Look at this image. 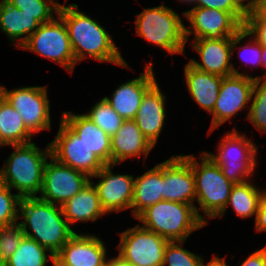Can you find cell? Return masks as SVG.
Listing matches in <instances>:
<instances>
[{"instance_id":"cell-1","label":"cell","mask_w":266,"mask_h":266,"mask_svg":"<svg viewBox=\"0 0 266 266\" xmlns=\"http://www.w3.org/2000/svg\"><path fill=\"white\" fill-rule=\"evenodd\" d=\"M60 4L58 15L67 26L70 44L76 64L91 57L95 61L112 63L126 69L129 65L116 47L111 34L101 24L85 12L79 11L77 4Z\"/></svg>"},{"instance_id":"cell-2","label":"cell","mask_w":266,"mask_h":266,"mask_svg":"<svg viewBox=\"0 0 266 266\" xmlns=\"http://www.w3.org/2000/svg\"><path fill=\"white\" fill-rule=\"evenodd\" d=\"M18 218L23 219L18 224L24 235L53 256L76 233L68 224L60 205L43 201L38 196L21 197Z\"/></svg>"},{"instance_id":"cell-3","label":"cell","mask_w":266,"mask_h":266,"mask_svg":"<svg viewBox=\"0 0 266 266\" xmlns=\"http://www.w3.org/2000/svg\"><path fill=\"white\" fill-rule=\"evenodd\" d=\"M10 146L15 150L0 169V180L16 189L20 197L37 196L42 187L44 167L51 157L49 143L44 150L34 142Z\"/></svg>"},{"instance_id":"cell-4","label":"cell","mask_w":266,"mask_h":266,"mask_svg":"<svg viewBox=\"0 0 266 266\" xmlns=\"http://www.w3.org/2000/svg\"><path fill=\"white\" fill-rule=\"evenodd\" d=\"M136 219L143 223L141 227L169 241H186L191 233L206 225L193 205L169 200L147 207Z\"/></svg>"},{"instance_id":"cell-5","label":"cell","mask_w":266,"mask_h":266,"mask_svg":"<svg viewBox=\"0 0 266 266\" xmlns=\"http://www.w3.org/2000/svg\"><path fill=\"white\" fill-rule=\"evenodd\" d=\"M201 162L191 154V167L193 170L196 186L195 206L197 216L207 225L208 221L200 214L201 212L209 218L217 216L226 208L233 183L230 182L205 151L200 153Z\"/></svg>"},{"instance_id":"cell-6","label":"cell","mask_w":266,"mask_h":266,"mask_svg":"<svg viewBox=\"0 0 266 266\" xmlns=\"http://www.w3.org/2000/svg\"><path fill=\"white\" fill-rule=\"evenodd\" d=\"M136 16L135 34L166 50L167 54H184L186 26L173 9L162 4L144 8Z\"/></svg>"},{"instance_id":"cell-7","label":"cell","mask_w":266,"mask_h":266,"mask_svg":"<svg viewBox=\"0 0 266 266\" xmlns=\"http://www.w3.org/2000/svg\"><path fill=\"white\" fill-rule=\"evenodd\" d=\"M217 154L205 152L219 165L223 175L233 184L251 180L257 164L258 146L246 134H240L236 127L225 133L218 142Z\"/></svg>"},{"instance_id":"cell-8","label":"cell","mask_w":266,"mask_h":266,"mask_svg":"<svg viewBox=\"0 0 266 266\" xmlns=\"http://www.w3.org/2000/svg\"><path fill=\"white\" fill-rule=\"evenodd\" d=\"M20 48L52 60L69 73L77 65L67 26L59 15L50 22L41 24Z\"/></svg>"},{"instance_id":"cell-9","label":"cell","mask_w":266,"mask_h":266,"mask_svg":"<svg viewBox=\"0 0 266 266\" xmlns=\"http://www.w3.org/2000/svg\"><path fill=\"white\" fill-rule=\"evenodd\" d=\"M0 92L18 111L26 128L32 133L51 129L50 102L47 86H27L7 90L0 85Z\"/></svg>"},{"instance_id":"cell-10","label":"cell","mask_w":266,"mask_h":266,"mask_svg":"<svg viewBox=\"0 0 266 266\" xmlns=\"http://www.w3.org/2000/svg\"><path fill=\"white\" fill-rule=\"evenodd\" d=\"M169 240L137 224L120 232L118 256L131 266H162Z\"/></svg>"},{"instance_id":"cell-11","label":"cell","mask_w":266,"mask_h":266,"mask_svg":"<svg viewBox=\"0 0 266 266\" xmlns=\"http://www.w3.org/2000/svg\"><path fill=\"white\" fill-rule=\"evenodd\" d=\"M57 162L87 174L96 175L105 164L61 119L58 133L49 143Z\"/></svg>"},{"instance_id":"cell-12","label":"cell","mask_w":266,"mask_h":266,"mask_svg":"<svg viewBox=\"0 0 266 266\" xmlns=\"http://www.w3.org/2000/svg\"><path fill=\"white\" fill-rule=\"evenodd\" d=\"M255 77L243 74L225 76L219 90L218 99L212 114L208 135L223 123L230 121L238 112L245 110L251 103Z\"/></svg>"},{"instance_id":"cell-13","label":"cell","mask_w":266,"mask_h":266,"mask_svg":"<svg viewBox=\"0 0 266 266\" xmlns=\"http://www.w3.org/2000/svg\"><path fill=\"white\" fill-rule=\"evenodd\" d=\"M183 16L190 27H185L186 42L191 34L195 36L192 40L233 37L244 27L232 13L214 8L192 7Z\"/></svg>"},{"instance_id":"cell-14","label":"cell","mask_w":266,"mask_h":266,"mask_svg":"<svg viewBox=\"0 0 266 266\" xmlns=\"http://www.w3.org/2000/svg\"><path fill=\"white\" fill-rule=\"evenodd\" d=\"M44 167V175L39 198L56 205H62L80 192L90 182V177L78 170L49 158Z\"/></svg>"},{"instance_id":"cell-15","label":"cell","mask_w":266,"mask_h":266,"mask_svg":"<svg viewBox=\"0 0 266 266\" xmlns=\"http://www.w3.org/2000/svg\"><path fill=\"white\" fill-rule=\"evenodd\" d=\"M163 200L195 205L196 186L191 154L176 155L163 161Z\"/></svg>"},{"instance_id":"cell-16","label":"cell","mask_w":266,"mask_h":266,"mask_svg":"<svg viewBox=\"0 0 266 266\" xmlns=\"http://www.w3.org/2000/svg\"><path fill=\"white\" fill-rule=\"evenodd\" d=\"M116 165L106 164L96 175L90 177L97 190L102 209L108 215L111 212H121L131 209L134 176L128 174H114L113 167ZM101 178L95 184L92 178Z\"/></svg>"},{"instance_id":"cell-17","label":"cell","mask_w":266,"mask_h":266,"mask_svg":"<svg viewBox=\"0 0 266 266\" xmlns=\"http://www.w3.org/2000/svg\"><path fill=\"white\" fill-rule=\"evenodd\" d=\"M106 250L97 235L75 233L55 255L53 266H104Z\"/></svg>"},{"instance_id":"cell-18","label":"cell","mask_w":266,"mask_h":266,"mask_svg":"<svg viewBox=\"0 0 266 266\" xmlns=\"http://www.w3.org/2000/svg\"><path fill=\"white\" fill-rule=\"evenodd\" d=\"M192 49L200 56L201 63L195 59L189 63L196 69L221 77L232 74L243 75L232 64V37L223 39H195ZM231 62V63H230Z\"/></svg>"},{"instance_id":"cell-19","label":"cell","mask_w":266,"mask_h":266,"mask_svg":"<svg viewBox=\"0 0 266 266\" xmlns=\"http://www.w3.org/2000/svg\"><path fill=\"white\" fill-rule=\"evenodd\" d=\"M144 69L145 71L138 78L122 83L110 97H104L124 120H134L143 96L156 82L153 63H147Z\"/></svg>"},{"instance_id":"cell-20","label":"cell","mask_w":266,"mask_h":266,"mask_svg":"<svg viewBox=\"0 0 266 266\" xmlns=\"http://www.w3.org/2000/svg\"><path fill=\"white\" fill-rule=\"evenodd\" d=\"M166 97L156 81L143 96L134 118L143 135L154 147L165 125Z\"/></svg>"},{"instance_id":"cell-21","label":"cell","mask_w":266,"mask_h":266,"mask_svg":"<svg viewBox=\"0 0 266 266\" xmlns=\"http://www.w3.org/2000/svg\"><path fill=\"white\" fill-rule=\"evenodd\" d=\"M154 146L143 135L134 120H125L111 137V164L118 165L126 159L146 158Z\"/></svg>"},{"instance_id":"cell-22","label":"cell","mask_w":266,"mask_h":266,"mask_svg":"<svg viewBox=\"0 0 266 266\" xmlns=\"http://www.w3.org/2000/svg\"><path fill=\"white\" fill-rule=\"evenodd\" d=\"M60 119L82 139L105 165L111 164V137L88 116L63 111Z\"/></svg>"},{"instance_id":"cell-23","label":"cell","mask_w":266,"mask_h":266,"mask_svg":"<svg viewBox=\"0 0 266 266\" xmlns=\"http://www.w3.org/2000/svg\"><path fill=\"white\" fill-rule=\"evenodd\" d=\"M184 77L193 100L210 114L218 99L223 77L200 71L189 62L184 66Z\"/></svg>"},{"instance_id":"cell-24","label":"cell","mask_w":266,"mask_h":266,"mask_svg":"<svg viewBox=\"0 0 266 266\" xmlns=\"http://www.w3.org/2000/svg\"><path fill=\"white\" fill-rule=\"evenodd\" d=\"M0 1V30L9 38L13 46L20 48L41 23L33 16L19 10L18 7L11 5L7 0Z\"/></svg>"},{"instance_id":"cell-25","label":"cell","mask_w":266,"mask_h":266,"mask_svg":"<svg viewBox=\"0 0 266 266\" xmlns=\"http://www.w3.org/2000/svg\"><path fill=\"white\" fill-rule=\"evenodd\" d=\"M163 162L134 179L131 203L132 215L136 218L147 207L163 200Z\"/></svg>"},{"instance_id":"cell-26","label":"cell","mask_w":266,"mask_h":266,"mask_svg":"<svg viewBox=\"0 0 266 266\" xmlns=\"http://www.w3.org/2000/svg\"><path fill=\"white\" fill-rule=\"evenodd\" d=\"M61 207L70 227L78 221L94 222L100 216L107 215L101 207L97 190L91 181Z\"/></svg>"},{"instance_id":"cell-27","label":"cell","mask_w":266,"mask_h":266,"mask_svg":"<svg viewBox=\"0 0 266 266\" xmlns=\"http://www.w3.org/2000/svg\"><path fill=\"white\" fill-rule=\"evenodd\" d=\"M32 136L18 111L2 97L0 99V147L32 142Z\"/></svg>"},{"instance_id":"cell-28","label":"cell","mask_w":266,"mask_h":266,"mask_svg":"<svg viewBox=\"0 0 266 266\" xmlns=\"http://www.w3.org/2000/svg\"><path fill=\"white\" fill-rule=\"evenodd\" d=\"M252 182L248 180L234 184L226 208L217 217H223L230 204L238 217L248 218L255 215L256 218L261 197L266 189H259Z\"/></svg>"},{"instance_id":"cell-29","label":"cell","mask_w":266,"mask_h":266,"mask_svg":"<svg viewBox=\"0 0 266 266\" xmlns=\"http://www.w3.org/2000/svg\"><path fill=\"white\" fill-rule=\"evenodd\" d=\"M54 257L36 241L24 236L15 253L5 261V266H46L48 260L54 264Z\"/></svg>"},{"instance_id":"cell-30","label":"cell","mask_w":266,"mask_h":266,"mask_svg":"<svg viewBox=\"0 0 266 266\" xmlns=\"http://www.w3.org/2000/svg\"><path fill=\"white\" fill-rule=\"evenodd\" d=\"M106 134L112 137L125 121L105 100L101 98L90 111L84 113Z\"/></svg>"},{"instance_id":"cell-31","label":"cell","mask_w":266,"mask_h":266,"mask_svg":"<svg viewBox=\"0 0 266 266\" xmlns=\"http://www.w3.org/2000/svg\"><path fill=\"white\" fill-rule=\"evenodd\" d=\"M248 109L247 119L261 133L266 132V79L255 76L251 104Z\"/></svg>"},{"instance_id":"cell-32","label":"cell","mask_w":266,"mask_h":266,"mask_svg":"<svg viewBox=\"0 0 266 266\" xmlns=\"http://www.w3.org/2000/svg\"><path fill=\"white\" fill-rule=\"evenodd\" d=\"M24 13L33 16L41 24L50 22L58 15L60 3L54 0H7ZM56 13V14H55Z\"/></svg>"},{"instance_id":"cell-33","label":"cell","mask_w":266,"mask_h":266,"mask_svg":"<svg viewBox=\"0 0 266 266\" xmlns=\"http://www.w3.org/2000/svg\"><path fill=\"white\" fill-rule=\"evenodd\" d=\"M185 241H169L165 251L162 266H200L203 256L184 249Z\"/></svg>"},{"instance_id":"cell-34","label":"cell","mask_w":266,"mask_h":266,"mask_svg":"<svg viewBox=\"0 0 266 266\" xmlns=\"http://www.w3.org/2000/svg\"><path fill=\"white\" fill-rule=\"evenodd\" d=\"M247 37L252 39H249V42H247L245 45L238 46L239 42ZM235 47H239L238 55L244 63H248L249 65L251 64V66L253 65L254 68L255 66L262 67V45L244 28L232 37V57Z\"/></svg>"},{"instance_id":"cell-35","label":"cell","mask_w":266,"mask_h":266,"mask_svg":"<svg viewBox=\"0 0 266 266\" xmlns=\"http://www.w3.org/2000/svg\"><path fill=\"white\" fill-rule=\"evenodd\" d=\"M0 180V227L18 223L21 197Z\"/></svg>"},{"instance_id":"cell-36","label":"cell","mask_w":266,"mask_h":266,"mask_svg":"<svg viewBox=\"0 0 266 266\" xmlns=\"http://www.w3.org/2000/svg\"><path fill=\"white\" fill-rule=\"evenodd\" d=\"M24 236L18 223L0 227V258L4 262L15 253Z\"/></svg>"},{"instance_id":"cell-37","label":"cell","mask_w":266,"mask_h":266,"mask_svg":"<svg viewBox=\"0 0 266 266\" xmlns=\"http://www.w3.org/2000/svg\"><path fill=\"white\" fill-rule=\"evenodd\" d=\"M193 7L214 8L232 13L243 25L248 8L240 0H195Z\"/></svg>"},{"instance_id":"cell-38","label":"cell","mask_w":266,"mask_h":266,"mask_svg":"<svg viewBox=\"0 0 266 266\" xmlns=\"http://www.w3.org/2000/svg\"><path fill=\"white\" fill-rule=\"evenodd\" d=\"M243 28L262 46H266V17L257 14L253 9H248Z\"/></svg>"},{"instance_id":"cell-39","label":"cell","mask_w":266,"mask_h":266,"mask_svg":"<svg viewBox=\"0 0 266 266\" xmlns=\"http://www.w3.org/2000/svg\"><path fill=\"white\" fill-rule=\"evenodd\" d=\"M254 227L256 232H266V191L261 197Z\"/></svg>"},{"instance_id":"cell-40","label":"cell","mask_w":266,"mask_h":266,"mask_svg":"<svg viewBox=\"0 0 266 266\" xmlns=\"http://www.w3.org/2000/svg\"><path fill=\"white\" fill-rule=\"evenodd\" d=\"M241 266H266V246L249 254Z\"/></svg>"},{"instance_id":"cell-41","label":"cell","mask_w":266,"mask_h":266,"mask_svg":"<svg viewBox=\"0 0 266 266\" xmlns=\"http://www.w3.org/2000/svg\"><path fill=\"white\" fill-rule=\"evenodd\" d=\"M218 256L214 254L213 258L207 264H204L205 262L202 261L200 266H229L225 261L226 258H220Z\"/></svg>"},{"instance_id":"cell-42","label":"cell","mask_w":266,"mask_h":266,"mask_svg":"<svg viewBox=\"0 0 266 266\" xmlns=\"http://www.w3.org/2000/svg\"><path fill=\"white\" fill-rule=\"evenodd\" d=\"M104 266H131V264L125 262L117 255L113 258H107Z\"/></svg>"},{"instance_id":"cell-43","label":"cell","mask_w":266,"mask_h":266,"mask_svg":"<svg viewBox=\"0 0 266 266\" xmlns=\"http://www.w3.org/2000/svg\"><path fill=\"white\" fill-rule=\"evenodd\" d=\"M253 10L261 15L266 17V0H260L253 8Z\"/></svg>"},{"instance_id":"cell-44","label":"cell","mask_w":266,"mask_h":266,"mask_svg":"<svg viewBox=\"0 0 266 266\" xmlns=\"http://www.w3.org/2000/svg\"><path fill=\"white\" fill-rule=\"evenodd\" d=\"M262 67L266 68V46H262ZM256 78L266 79V73L262 76H257Z\"/></svg>"},{"instance_id":"cell-45","label":"cell","mask_w":266,"mask_h":266,"mask_svg":"<svg viewBox=\"0 0 266 266\" xmlns=\"http://www.w3.org/2000/svg\"><path fill=\"white\" fill-rule=\"evenodd\" d=\"M244 6H246L248 9H253L254 6L260 1V0H247L248 2H245L246 0H240Z\"/></svg>"},{"instance_id":"cell-46","label":"cell","mask_w":266,"mask_h":266,"mask_svg":"<svg viewBox=\"0 0 266 266\" xmlns=\"http://www.w3.org/2000/svg\"><path fill=\"white\" fill-rule=\"evenodd\" d=\"M178 1H181V2H183V3H187L188 5L190 4H194V2H195V0H178Z\"/></svg>"},{"instance_id":"cell-47","label":"cell","mask_w":266,"mask_h":266,"mask_svg":"<svg viewBox=\"0 0 266 266\" xmlns=\"http://www.w3.org/2000/svg\"><path fill=\"white\" fill-rule=\"evenodd\" d=\"M0 266H5V262L0 258Z\"/></svg>"}]
</instances>
